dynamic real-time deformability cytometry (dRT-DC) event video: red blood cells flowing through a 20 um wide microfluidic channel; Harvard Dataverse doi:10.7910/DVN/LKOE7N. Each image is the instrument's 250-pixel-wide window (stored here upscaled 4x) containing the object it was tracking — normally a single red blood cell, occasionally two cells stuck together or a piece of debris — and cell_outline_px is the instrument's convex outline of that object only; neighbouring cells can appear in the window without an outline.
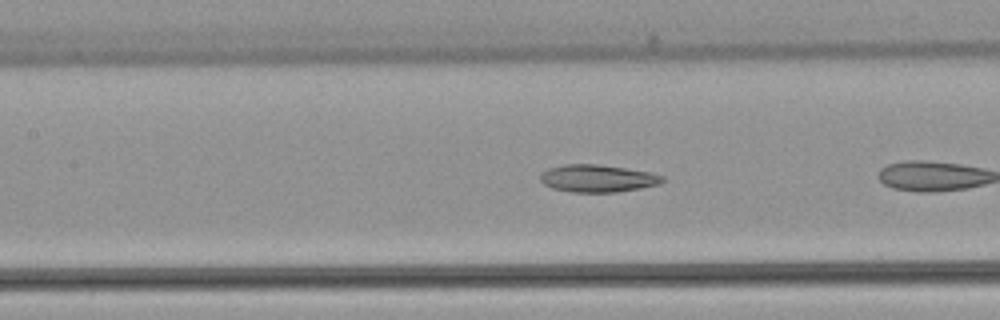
{"species": "common noctule bat (a hibernating species)", "species_latin": "Nyctalus noctula", "temperature_condition": "warm", "stored_images_in_passage": 8, "camera_frame_rate_fps": 3000, "um_per_image_px": 0.085, "animal": {"sex": "female", "body_mass_g": 22.7, "forearm_length_mm": 54.2}, "frame": {"image": 1, "passage_image": 7, "time_ms": 2.0, "image_size_px": [1000, 320], "cell_outline_px": [[664, 180], [660, 184], [640, 188], [616, 192], [572, 192], [552, 188], [544, 184], [540, 180], [540, 172], [548, 168], [564, 164], [596, 164], [652, 172], [664, 176]], "centroid_in_image_um": [50.78, 15.16], "position_along_channel_um": 156.6, "area_um2": 19.59}}